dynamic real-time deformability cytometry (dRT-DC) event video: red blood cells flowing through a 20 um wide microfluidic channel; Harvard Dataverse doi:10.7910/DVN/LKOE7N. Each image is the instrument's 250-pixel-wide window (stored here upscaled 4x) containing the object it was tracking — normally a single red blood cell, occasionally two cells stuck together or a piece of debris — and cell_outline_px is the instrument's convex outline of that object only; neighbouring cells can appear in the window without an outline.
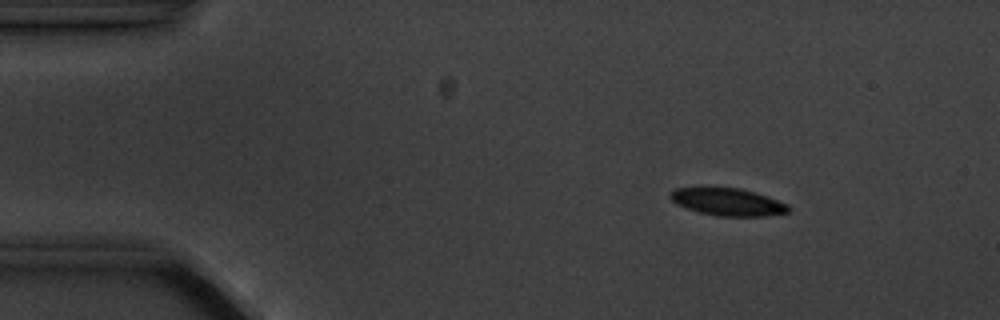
{"species": "common noctule bat (a hibernating species)", "species_latin": "Nyctalus noctula", "temperature_condition": "cold", "stored_images_in_passage": 6, "camera_frame_rate_fps": 3000, "um_per_image_px": 0.085, "animal": {"sex": "male", "body_mass_g": 20.1, "forearm_length_mm": 53.5}, "frame": {"image": 1, "passage_image": 3, "time_ms": 2.333, "image_size_px": [1000, 320], "cell_outline_px": [[792, 208], [788, 212], [764, 216], [716, 216], [700, 212], [676, 204], [668, 196], [676, 188], [704, 184], [740, 188], [756, 192], [768, 196], [788, 204]], "centroid_in_image_um": [61.82, 17.11], "position_along_channel_um": 23.2, "area_um2": 19.71}}